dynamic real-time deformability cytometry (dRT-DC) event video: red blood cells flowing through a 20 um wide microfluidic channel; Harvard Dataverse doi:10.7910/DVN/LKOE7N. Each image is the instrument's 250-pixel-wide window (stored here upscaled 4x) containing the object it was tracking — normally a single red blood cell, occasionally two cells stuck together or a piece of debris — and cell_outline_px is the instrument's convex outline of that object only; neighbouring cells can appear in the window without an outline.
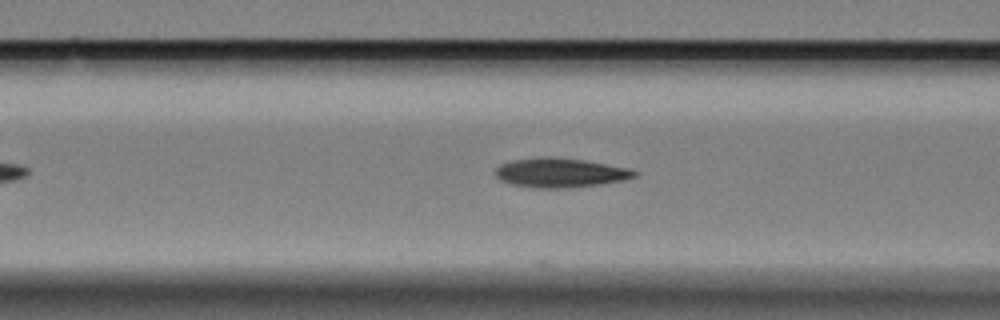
{"species": "Egyptian fruit bat (a non-hibernating species)", "species_latin": "Rousettus aegyptiacus", "temperature_condition": "cold", "stored_images_in_passage": 7, "segment_of_instrument_passage": [2, 2], "camera_frame_rate_fps": 3000, "um_per_image_px": 0.085, "animal": {"sex": "female"}, "frame": {"image": 1, "passage_image": 7, "time_ms": 2.0, "image_size_px": [1000, 320], "cell_outline_px": [[636, 176], [624, 180], [600, 184], [564, 188], [532, 188], [512, 184], [500, 180], [496, 176], [496, 168], [500, 164], [512, 160], [544, 156], [552, 156], [584, 160], [628, 168], [636, 172]], "centroid_in_image_um": [47.58, 14.68], "position_along_channel_um": 119.0, "area_um2": 23.76}}